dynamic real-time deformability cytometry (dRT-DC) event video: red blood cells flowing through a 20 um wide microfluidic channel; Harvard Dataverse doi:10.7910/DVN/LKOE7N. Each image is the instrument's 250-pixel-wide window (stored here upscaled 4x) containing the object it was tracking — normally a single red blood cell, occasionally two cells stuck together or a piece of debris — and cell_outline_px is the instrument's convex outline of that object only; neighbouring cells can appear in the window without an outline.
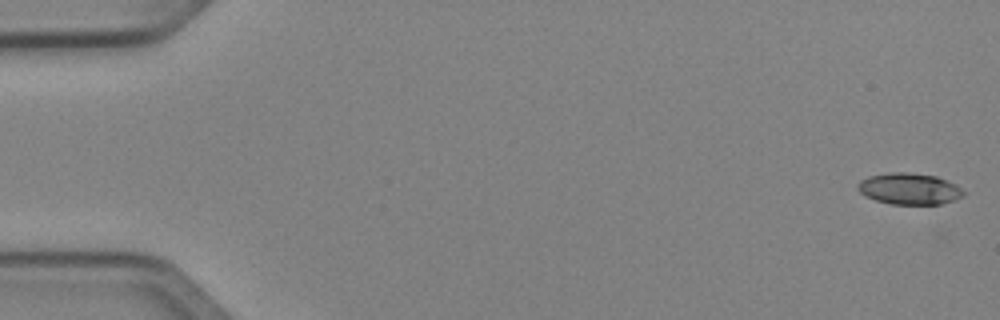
{"species": "Egyptian fruit bat (a non-hibernating species)", "species_latin": "Rousettus aegyptiacus", "temperature_condition": "cold", "stored_images_in_passage": 51, "camera_frame_rate_fps": 3000, "um_per_image_px": 0.085, "animal": {"sex": "female"}, "frame": {"image": 1, "passage_image": 1, "time_ms": 0.0, "image_size_px": [1000, 320], "cell_outline_px": [[964, 196], [940, 204], [892, 204], [876, 200], [864, 196], [856, 188], [856, 184], [860, 180], [868, 176], [888, 172], [908, 172], [936, 176], [948, 180], [956, 184], [964, 192]], "centroid_in_image_um": [77.25, 16.03], "position_along_channel_um": 7.7, "area_um2": 19.48}}
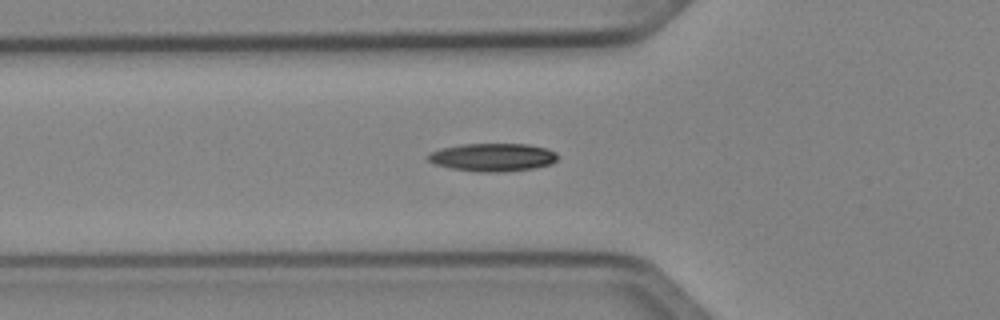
{"frame": {"image": 2, "passage_image": 18, "time_ms": 5.667, "image_size_px": [1000, 320], "cell_outline_px": [[556, 160], [552, 164], [532, 168], [504, 172], [480, 172], [452, 168], [436, 164], [428, 160], [428, 152], [440, 148], [460, 144], [528, 144], [548, 148], [556, 152]], "centroid_in_image_um": [41.88, 13.36], "position_along_channel_um": 83.9, "area_um2": 21.21}}
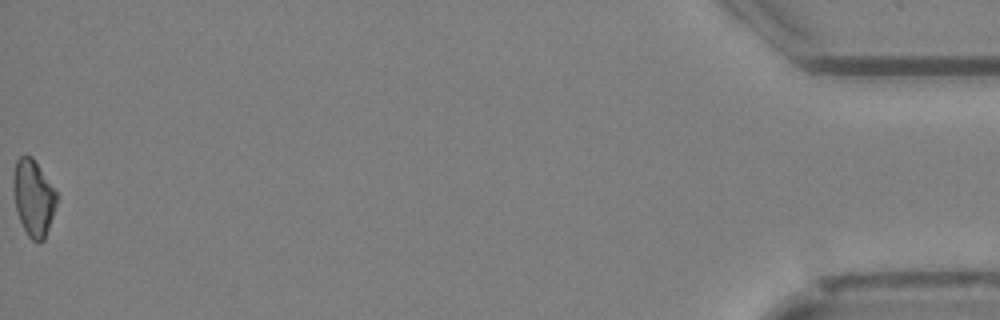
{"frame": {"image": 3, "passage_image": 51, "time_ms": 16.667, "image_size_px": [1000, 320], "cell_outline_px": [[56, 204], [44, 240], [32, 240], [28, 236], [16, 212], [12, 188], [12, 180], [16, 160], [20, 156], [32, 156], [56, 188]], "centroid_in_image_um": [2.82, 16.76], "position_along_channel_um": 432.4, "area_um2": 19.31}, "authors_computed_cell_mechanics": {"area_um2": 19.5942, "velocity_mm_per_s": 4.052, "shape_relaxation_time_tau1_ms": 7.5958, "shape_relaxation_time_tau2_ms": null, "deformation_change_tau1": 0.1503, "deformation_change_tau2": null}}